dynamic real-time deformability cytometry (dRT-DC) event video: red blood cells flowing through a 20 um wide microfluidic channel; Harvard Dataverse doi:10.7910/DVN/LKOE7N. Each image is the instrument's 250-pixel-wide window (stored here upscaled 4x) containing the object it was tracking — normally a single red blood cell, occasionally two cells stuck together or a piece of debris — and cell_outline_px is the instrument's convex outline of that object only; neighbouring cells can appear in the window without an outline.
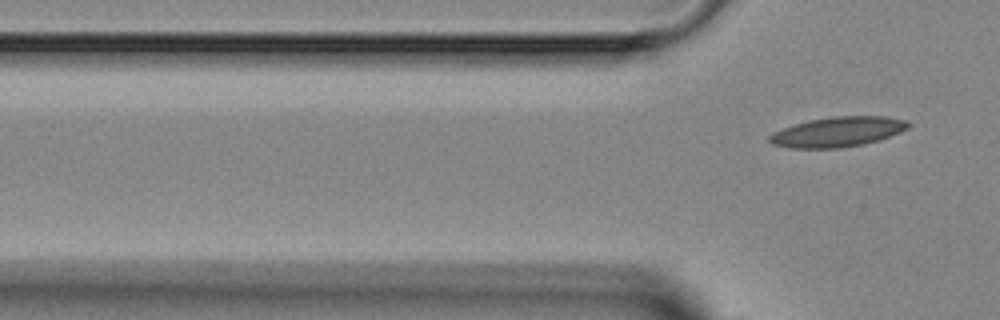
{"species": "Egyptian fruit bat (a non-hibernating species)", "species_latin": "Rousettus aegyptiacus", "temperature_condition": "room temperature", "stored_images_in_passage": 5, "camera_frame_rate_fps": 3000, "um_per_image_px": 0.085, "animal": {"sex": "female"}, "frame": {"image": 1, "passage_image": 5, "time_ms": 5.667, "image_size_px": [1000, 320], "cell_outline_px": [[912, 124], [908, 128], [900, 132], [864, 144], [840, 148], [788, 148], [772, 144], [768, 140], [768, 136], [772, 132], [808, 120], [832, 116], [884, 116], [904, 120]], "centroid_in_image_um": [71.17, 11.21], "position_along_channel_um": 54.6, "area_um2": 24.16}}